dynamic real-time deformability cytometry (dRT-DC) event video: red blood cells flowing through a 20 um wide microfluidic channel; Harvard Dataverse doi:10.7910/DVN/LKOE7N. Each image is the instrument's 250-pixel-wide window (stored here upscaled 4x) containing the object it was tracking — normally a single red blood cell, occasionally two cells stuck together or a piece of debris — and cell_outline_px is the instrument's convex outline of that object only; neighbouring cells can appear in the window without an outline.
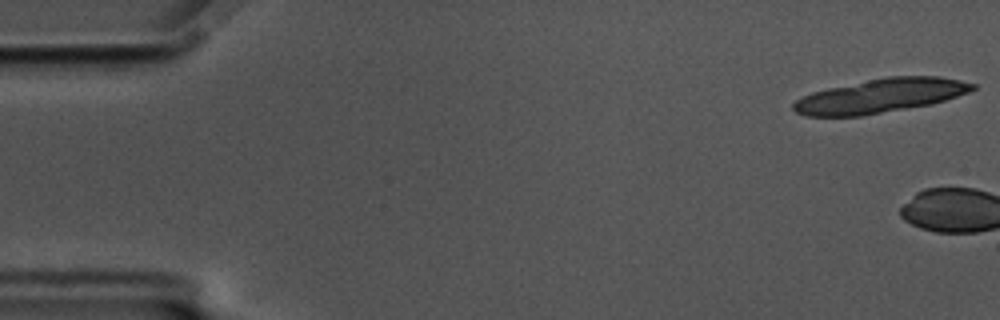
{"species": "common noctule bat (a hibernating species)", "species_latin": "Nyctalus noctula", "temperature_condition": "cold", "stored_images_in_passage": 3, "camera_frame_rate_fps": 3000, "um_per_image_px": 0.085, "animal": {"sex": "male", "body_mass_g": 17.5, "forearm_length_mm": 52.3}, "frame": {"image": 1, "passage_image": 1, "time_ms": 0.0, "image_size_px": [1000, 320], "cell_outline_px": [[976, 88], [968, 92], [932, 104], [860, 116], [804, 116], [796, 112], [792, 108], [792, 104], [796, 100], [812, 92], [828, 88], [888, 76], [940, 76], [960, 80], [976, 84]], "centroid_in_image_um": [74.83, 8.14], "position_along_channel_um": 10.2, "area_um2": 35.32}}